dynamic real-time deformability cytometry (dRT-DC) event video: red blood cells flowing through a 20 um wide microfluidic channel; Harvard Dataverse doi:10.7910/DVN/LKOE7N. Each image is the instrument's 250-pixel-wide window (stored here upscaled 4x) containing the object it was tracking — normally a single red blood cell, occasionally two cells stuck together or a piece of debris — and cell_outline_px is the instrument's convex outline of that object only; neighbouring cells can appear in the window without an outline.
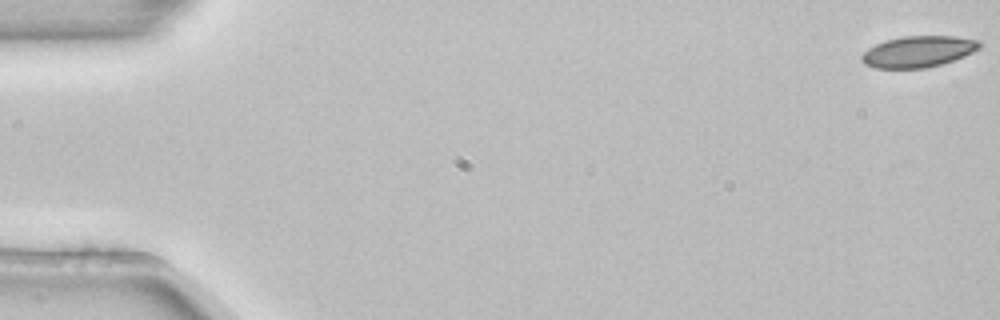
{"species": "common noctule bat (a hibernating species)", "species_latin": "Nyctalus noctula", "temperature_condition": "room temperature", "stored_images_in_passage": 6, "camera_frame_rate_fps": 3000, "um_per_image_px": 0.085, "animal": {"sex": "female", "body_mass_g": 22.7, "forearm_length_mm": 54.2}, "frame": {"image": 1, "passage_image": 1, "time_ms": 0.0, "image_size_px": [1000, 320], "cell_outline_px": [[984, 44], [980, 48], [964, 56], [940, 64], [924, 68], [876, 68], [864, 64], [860, 60], [860, 56], [868, 48], [876, 44], [888, 40], [904, 36], [956, 36], [980, 40]], "centroid_in_image_um": [78.07, 4.38], "position_along_channel_um": 6.9, "area_um2": 21.44}}
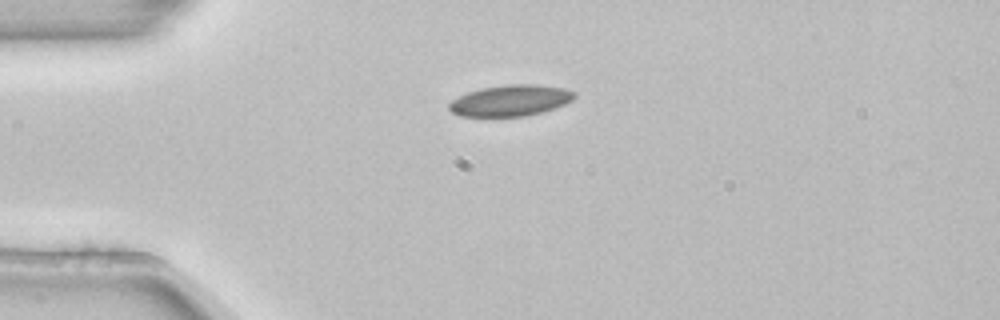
{"frame": {"image": 2, "passage_image": 4, "time_ms": 1.0, "image_size_px": [1000, 320], "cell_outline_px": [[576, 96], [572, 100], [556, 108], [544, 112], [524, 116], [460, 116], [452, 112], [448, 108], [448, 104], [452, 100], [468, 92], [484, 88], [508, 84], [536, 84], [564, 88], [576, 92]], "centroid_in_image_um": [43.43, 8.54], "position_along_channel_um": 41.6, "area_um2": 22.72}}